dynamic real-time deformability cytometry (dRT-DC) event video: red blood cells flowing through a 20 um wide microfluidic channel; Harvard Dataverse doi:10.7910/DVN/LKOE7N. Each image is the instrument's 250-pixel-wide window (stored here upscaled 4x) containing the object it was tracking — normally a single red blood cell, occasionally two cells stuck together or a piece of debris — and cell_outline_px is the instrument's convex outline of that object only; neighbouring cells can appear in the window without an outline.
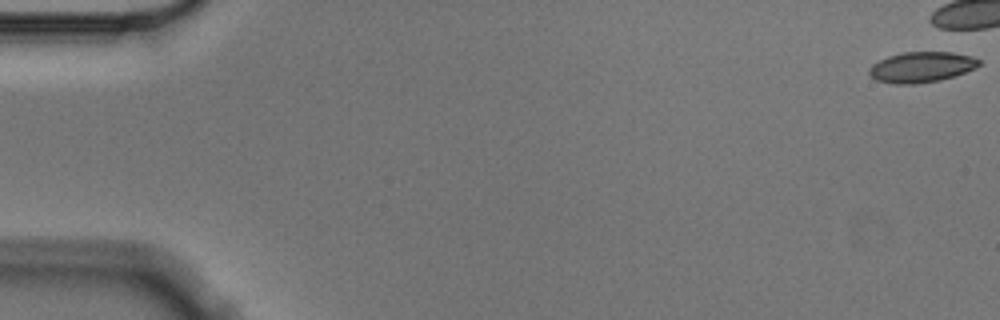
{"species": "Egyptian fruit bat (a non-hibernating species)", "species_latin": "Rousettus aegyptiacus", "temperature_condition": "cold", "stored_images_in_passage": 16, "camera_frame_rate_fps": 3000, "um_per_image_px": 0.085, "animal": {"sex": "male"}, "frame": {"image": 1, "passage_image": 1, "time_ms": 0.0, "image_size_px": [1000, 320], "cell_outline_px": [[980, 64], [976, 68], [940, 80], [916, 84], [892, 84], [876, 80], [868, 72], [868, 68], [872, 64], [888, 56], [904, 52], [952, 52], [972, 56], [980, 60]], "centroid_in_image_um": [78.31, 5.7], "position_along_channel_um": 6.7, "area_um2": 19.54}}
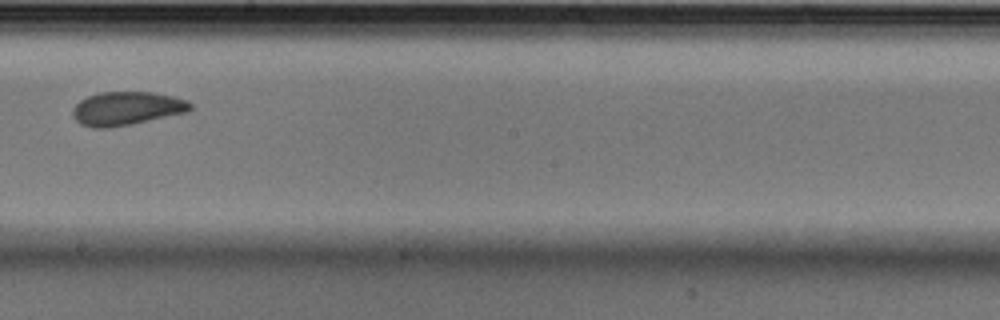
{"frame": {"image": 2, "passage_image": 10, "time_ms": 3.0, "image_size_px": [1000, 320], "cell_outline_px": [[192, 108], [188, 112], [132, 124], [108, 128], [92, 128], [80, 124], [72, 116], [72, 108], [80, 100], [88, 96], [100, 92], [152, 92], [172, 96], [188, 100], [192, 104]], "centroid_in_image_um": [10.76, 9.22], "position_along_channel_um": 237.4, "area_um2": 23.18}}
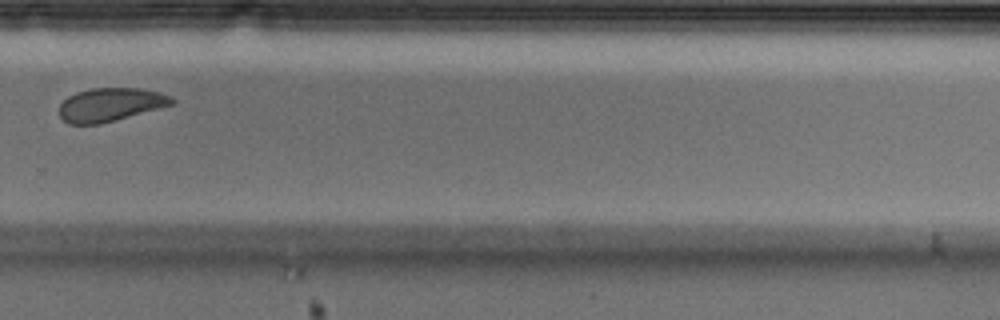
{"frame": {"image": 3, "passage_image": 12, "time_ms": 3.667, "image_size_px": [1000, 320], "cell_outline_px": [[176, 100], [172, 104], [116, 120], [100, 124], [68, 124], [60, 116], [60, 104], [68, 96], [76, 92], [92, 88], [140, 88], [160, 92], [172, 96]], "centroid_in_image_um": [9.38, 8.88], "position_along_channel_um": 320.4, "area_um2": 21.85}}